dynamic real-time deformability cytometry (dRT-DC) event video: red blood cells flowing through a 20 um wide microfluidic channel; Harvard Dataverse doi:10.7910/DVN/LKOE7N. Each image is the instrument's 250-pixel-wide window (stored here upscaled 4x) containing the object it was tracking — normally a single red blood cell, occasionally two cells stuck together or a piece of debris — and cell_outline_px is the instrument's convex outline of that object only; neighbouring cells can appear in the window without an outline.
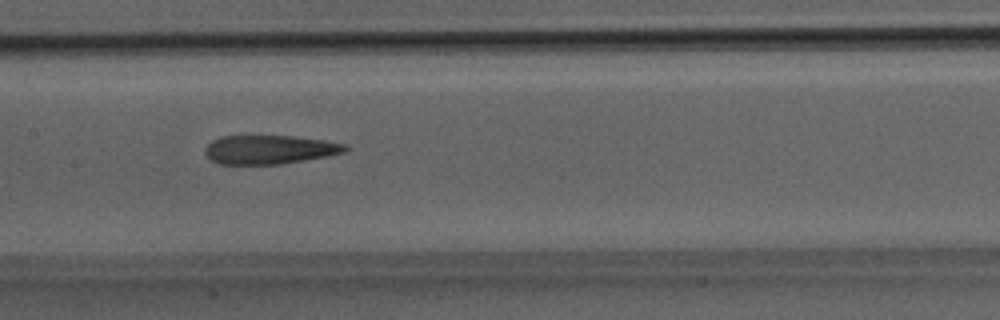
{"species": "Egyptian fruit bat (a non-hibernating species)", "species_latin": "Rousettus aegyptiacus", "temperature_condition": "room temperature", "stored_images_in_passage": 35, "camera_frame_rate_fps": 3000, "um_per_image_px": 0.085, "animal": {"sex": "male"}, "frame": {"image": 1, "passage_image": 16, "time_ms": 5.0, "image_size_px": [1000, 320], "cell_outline_px": [[352, 148], [344, 152], [328, 156], [280, 164], [220, 164], [212, 160], [204, 152], [204, 148], [212, 140], [220, 136], [292, 136], [324, 140], [344, 144]], "centroid_in_image_um": [22.91, 12.71], "position_along_channel_um": 184.5, "area_um2": 23.52}}
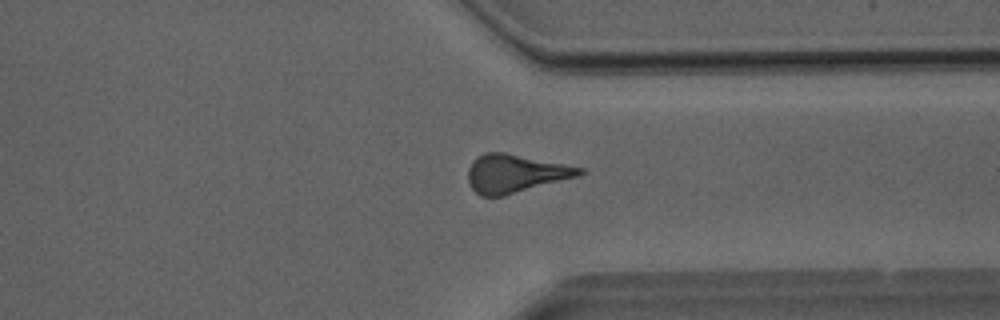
{"frame": {"image": 2, "passage_image": 26, "time_ms": 8.333, "image_size_px": [1000, 320], "cell_outline_px": [[588, 172], [580, 176], [504, 196], [480, 196], [468, 184], [468, 168], [472, 160], [476, 156], [484, 152], [504, 152], [584, 168]], "centroid_in_image_um": [43.8, 14.75], "position_along_channel_um": 367.6, "area_um2": 25.09}}
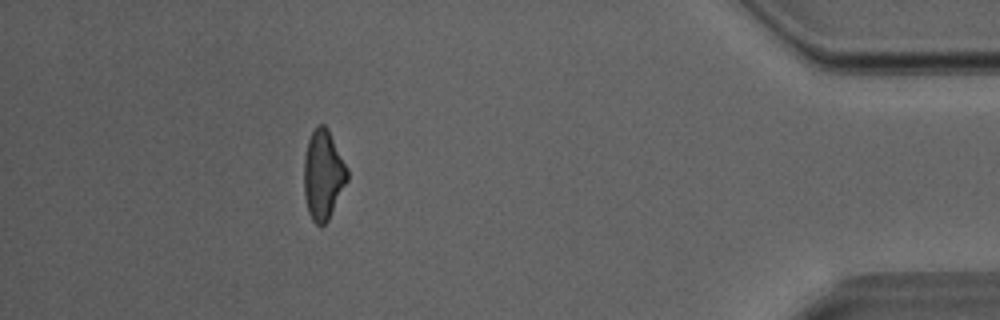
{"frame": {"image": 3, "passage_image": 31, "time_ms": 10.0, "image_size_px": [1000, 320], "cell_outline_px": [[348, 180], [328, 220], [320, 228], [312, 220], [308, 212], [304, 196], [304, 156], [308, 140], [316, 124], [324, 124], [328, 128], [348, 168]], "centroid_in_image_um": [27.46, 14.85], "position_along_channel_um": 407.7, "area_um2": 22.83}}